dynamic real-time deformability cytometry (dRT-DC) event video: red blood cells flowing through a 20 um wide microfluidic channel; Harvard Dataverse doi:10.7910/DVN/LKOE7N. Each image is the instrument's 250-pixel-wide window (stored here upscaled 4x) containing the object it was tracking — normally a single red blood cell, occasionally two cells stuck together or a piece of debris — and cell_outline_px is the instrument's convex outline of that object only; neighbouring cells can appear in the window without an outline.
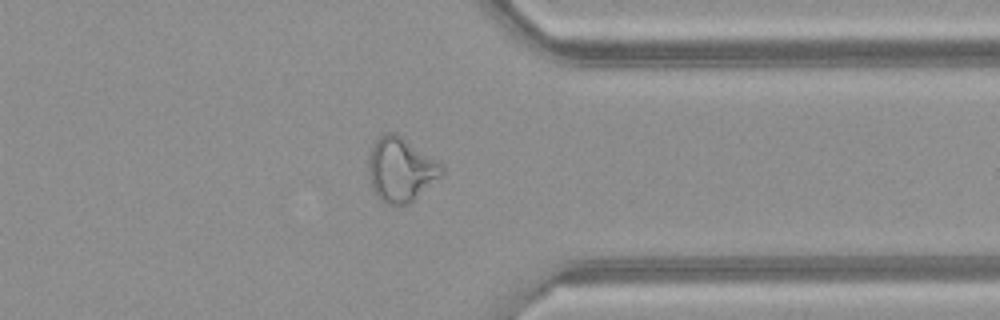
{"species": "common noctule bat (a hibernating species)", "species_latin": "Nyctalus noctula", "temperature_condition": "warm", "stored_images_in_passage": 38, "camera_frame_rate_fps": 3000, "um_per_image_px": 0.085, "animal": {"sex": "female", "body_mass_g": 21.9}, "frame": {"image": 1, "passage_image": 27, "time_ms": 8.667, "image_size_px": [1000, 320], "cell_outline_px": [[444, 172], [440, 176], [408, 204], [388, 204], [380, 200], [376, 196], [372, 188], [368, 176], [368, 156], [372, 144], [384, 132], [396, 132], [444, 164]], "centroid_in_image_um": [34.04, 14.38], "position_along_channel_um": 377.4, "area_um2": 27.57}, "authors_computed_cell_mechanics": {"area_um2": 26.4435, "velocity_mm_per_s": 4.1617, "shape_relaxation_time_tau1_ms": null, "shape_relaxation_time_tau2_ms": 1.9448, "deformation_change_tau1": null, "deformation_change_tau2": 0.1169}}